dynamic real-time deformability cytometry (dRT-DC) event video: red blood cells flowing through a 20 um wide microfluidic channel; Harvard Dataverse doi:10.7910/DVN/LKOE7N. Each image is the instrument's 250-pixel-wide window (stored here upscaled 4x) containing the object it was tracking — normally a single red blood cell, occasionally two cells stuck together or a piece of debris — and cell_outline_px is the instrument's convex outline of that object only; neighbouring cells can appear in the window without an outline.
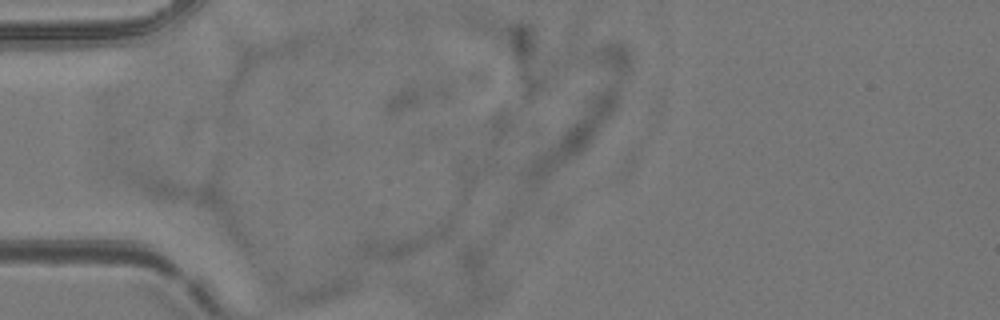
{"species": "common noctule bat (a hibernating species)", "species_latin": "Nyctalus noctula", "temperature_condition": "room temperature", "stored_images_in_passage": 3, "camera_frame_rate_fps": 3000, "um_per_image_px": 0.085, "animal": {"sex": "female", "body_mass_g": 24.6, "forearm_length_mm": 56.2}, "frame": {"image": 1, "passage_image": 1, "time_ms": 0.0, "image_size_px": [1000, 320], "cell_outline_px": [[452, 228], [444, 240], [396, 260], [380, 260], [356, 256], [356, 248], [368, 236], [452, 216]], "centroid_in_image_um": [34.38, 20.43], "position_along_channel_um": 50.6, "area_um2": 16.88}}